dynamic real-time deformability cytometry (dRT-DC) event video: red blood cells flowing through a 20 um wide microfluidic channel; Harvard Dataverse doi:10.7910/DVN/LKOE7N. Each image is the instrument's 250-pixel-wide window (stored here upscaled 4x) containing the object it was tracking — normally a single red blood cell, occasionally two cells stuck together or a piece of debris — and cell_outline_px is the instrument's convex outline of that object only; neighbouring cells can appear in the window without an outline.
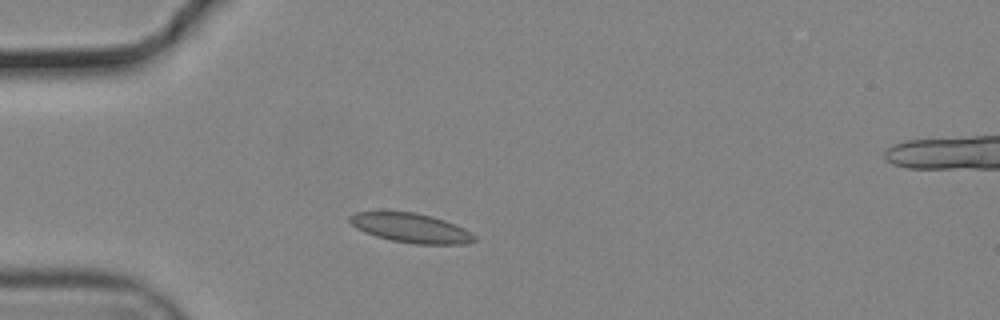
{"species": "common noctule bat (a hibernating species)", "species_latin": "Nyctalus noctula", "temperature_condition": "cold", "stored_images_in_passage": 41, "camera_frame_rate_fps": 3000, "um_per_image_px": 0.085, "animal": {"sex": "male", "body_mass_g": 19.2, "forearm_length_mm": 51.8}, "frame": {"image": 1, "passage_image": 1, "time_ms": 0.0, "image_size_px": [1000, 320], "cell_outline_px": [[476, 240], [464, 244], [416, 244], [392, 240], [376, 236], [364, 232], [356, 228], [348, 220], [348, 216], [356, 212], [380, 208], [384, 208], [412, 212], [432, 216], [456, 224], [472, 232], [476, 236]], "centroid_in_image_um": [34.85, 19.32], "position_along_channel_um": 50.1, "area_um2": 22.14}}
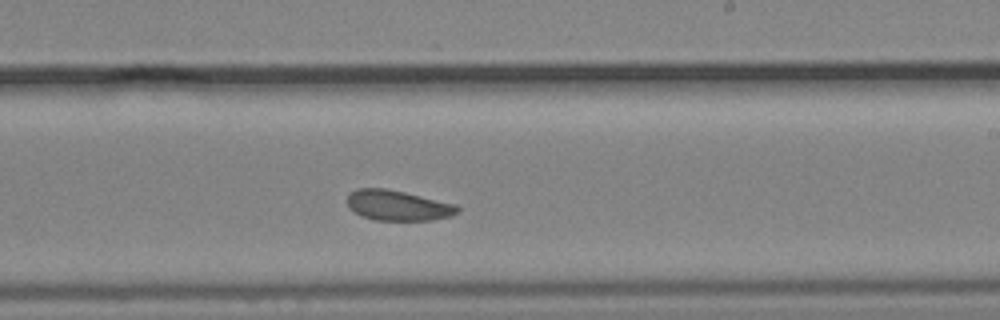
{"frame": {"image": 2, "passage_image": 19, "time_ms": 6.0, "image_size_px": [1000, 320], "cell_outline_px": [[460, 208], [452, 216], [432, 220], [376, 220], [360, 216], [348, 208], [348, 196], [356, 188], [384, 188], [404, 192], [456, 204]], "centroid_in_image_um": [33.8, 17.47], "position_along_channel_um": 255.2, "area_um2": 19.42}}
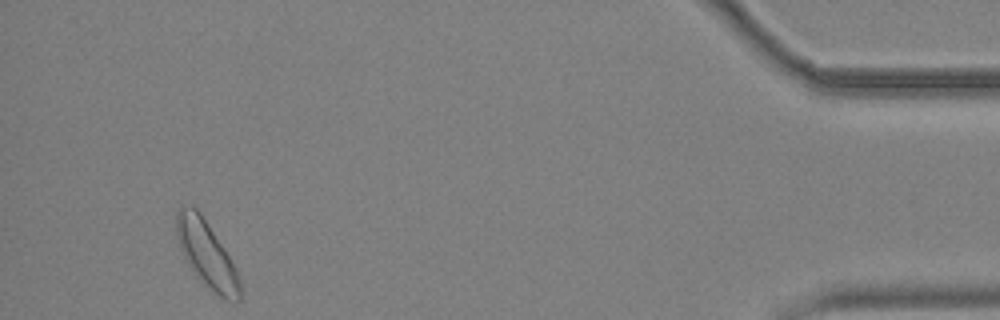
{"frame": {"image": 3, "passage_image": 38, "time_ms": 12.333, "image_size_px": [1000, 320], "cell_outline_px": [[240, 300], [224, 300], [196, 276], [192, 272], [180, 248], [176, 236], [176, 212], [180, 204], [192, 204], [200, 212], [224, 248], [236, 268], [240, 280]], "centroid_in_image_um": [17.53, 21.55], "position_along_channel_um": 417.7, "area_um2": 24.51}, "authors_computed_cell_mechanics": {"area_um2": 20.4612, "velocity_mm_per_s": 3.675, "shape_relaxation_time_tau1_ms": 4.1715, "shape_relaxation_time_tau2_ms": 5.557, "deformation_change_tau1": 0.0698, "deformation_change_tau2": 0.069}}